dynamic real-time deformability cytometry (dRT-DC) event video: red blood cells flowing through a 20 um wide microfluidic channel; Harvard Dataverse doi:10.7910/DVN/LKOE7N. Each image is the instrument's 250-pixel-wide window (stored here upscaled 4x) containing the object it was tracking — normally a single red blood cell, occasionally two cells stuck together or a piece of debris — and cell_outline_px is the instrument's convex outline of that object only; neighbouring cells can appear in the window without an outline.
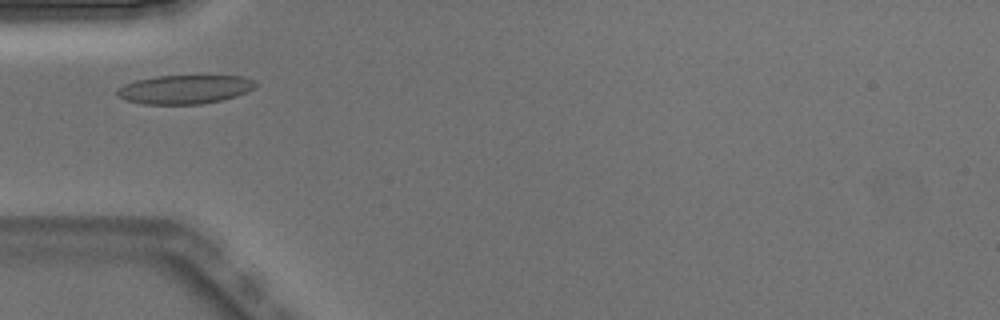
{"species": "Egyptian fruit bat (a non-hibernating species)", "species_latin": "Rousettus aegyptiacus", "temperature_condition": "warm", "stored_images_in_passage": 4, "camera_frame_rate_fps": 3000, "um_per_image_px": 0.085, "animal": {"sex": "male"}, "frame": {"image": 1, "passage_image": 3, "time_ms": 0.667, "image_size_px": [1000, 320], "cell_outline_px": [[256, 88], [236, 96], [220, 100], [200, 104], [144, 104], [128, 100], [120, 96], [116, 92], [124, 84], [136, 80], [156, 76], [244, 76], [256, 80]], "centroid_in_image_um": [15.76, 7.59], "position_along_channel_um": 69.2, "area_um2": 23.06}}